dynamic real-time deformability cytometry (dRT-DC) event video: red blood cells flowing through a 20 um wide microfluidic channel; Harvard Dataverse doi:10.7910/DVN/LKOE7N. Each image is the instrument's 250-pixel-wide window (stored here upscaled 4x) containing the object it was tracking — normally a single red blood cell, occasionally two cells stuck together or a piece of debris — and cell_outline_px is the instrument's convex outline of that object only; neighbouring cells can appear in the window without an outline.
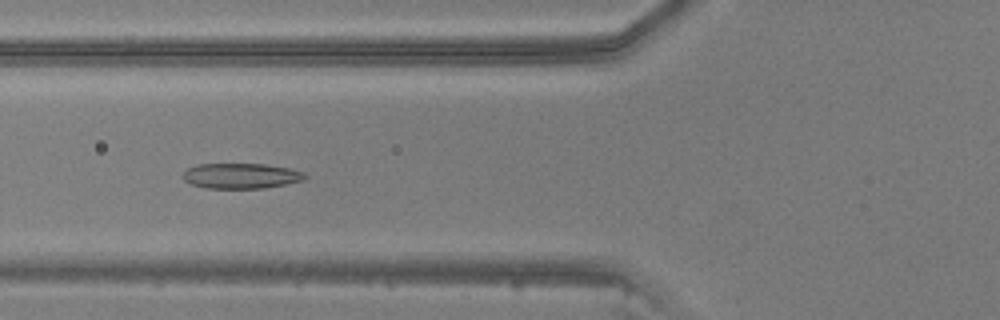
{"species": "common noctule bat (a hibernating species)", "species_latin": "Nyctalus noctula", "temperature_condition": "warm", "stored_images_in_passage": 47, "camera_frame_rate_fps": 3000, "um_per_image_px": 0.085, "animal": {"sex": "male", "body_mass_g": 20.5, "forearm_length_mm": 52.5}, "frame": {"image": 1, "passage_image": 18, "time_ms": 5.667, "image_size_px": [1000, 320], "cell_outline_px": [[308, 176], [304, 180], [264, 188], [204, 188], [192, 184], [184, 180], [184, 172], [188, 168], [196, 164], [264, 164], [288, 168], [304, 172]], "centroid_in_image_um": [20.49, 14.95], "position_along_channel_um": 105.3, "area_um2": 17.92}}
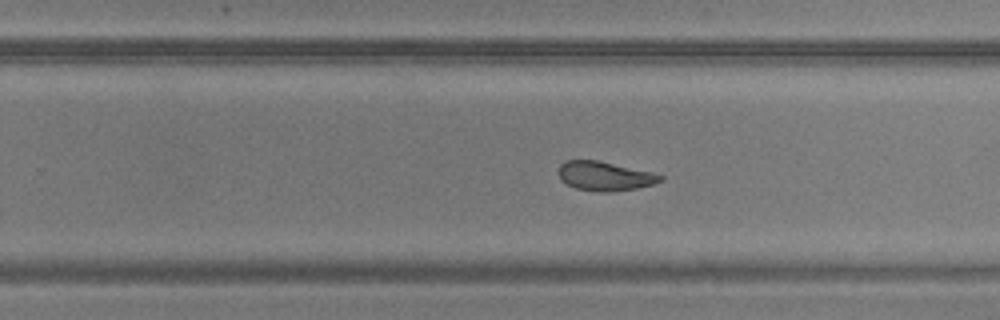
{"frame": {"image": 2, "passage_image": 30, "time_ms": 9.667, "image_size_px": [1000, 320], "cell_outline_px": [[664, 180], [652, 184], [636, 188], [612, 192], [600, 192], [576, 188], [560, 180], [560, 164], [564, 160], [596, 160], [652, 172], [664, 176]], "centroid_in_image_um": [51.42, 14.97], "position_along_channel_um": 278.4, "area_um2": 17.17}}
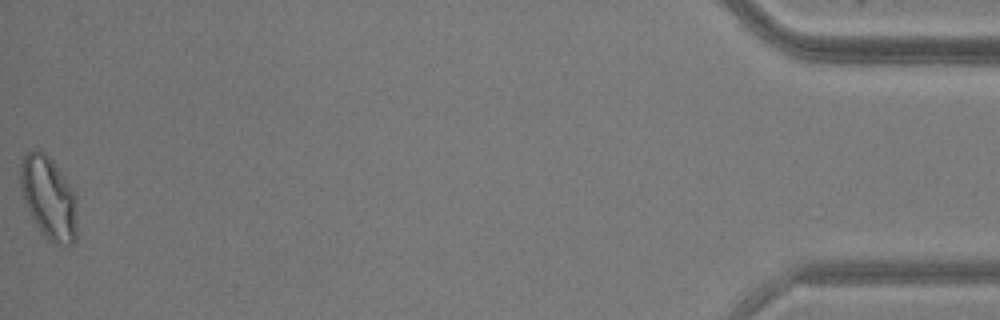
{"frame": {"image": 3, "passage_image": 47, "time_ms": 15.333, "image_size_px": [1000, 320], "cell_outline_px": [[76, 240], [72, 244], [52, 244], [44, 236], [36, 224], [24, 200], [20, 184], [20, 164], [24, 156], [28, 152], [44, 152], [52, 160], [76, 192]], "centroid_in_image_um": [4.16, 16.84], "position_along_channel_um": 431.0, "area_um2": 27.17}}